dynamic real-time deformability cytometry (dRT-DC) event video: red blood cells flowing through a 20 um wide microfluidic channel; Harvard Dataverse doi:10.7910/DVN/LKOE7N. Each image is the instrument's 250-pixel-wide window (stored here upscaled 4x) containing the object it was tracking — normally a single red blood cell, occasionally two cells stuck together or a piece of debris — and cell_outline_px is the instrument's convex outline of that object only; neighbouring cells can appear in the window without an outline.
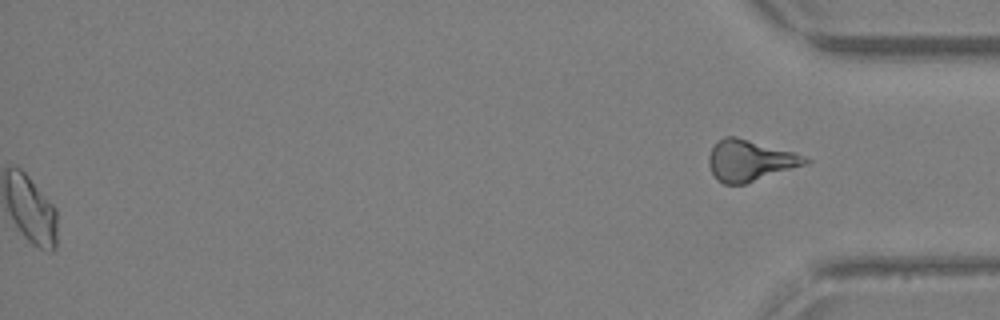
{"species": "Egyptian fruit bat (a non-hibernating species)", "species_latin": "Rousettus aegyptiacus", "temperature_condition": "warm", "stored_images_in_passage": 43, "segment_of_instrument_passage": [2, 2], "camera_frame_rate_fps": 3000, "um_per_image_px": 0.085, "animal": {"sex": "female"}, "frame": {"image": 1, "passage_image": 43, "time_ms": 14.0, "image_size_px": [1000, 320], "cell_outline_px": [[812, 160], [808, 164], [744, 184], [724, 184], [716, 180], [708, 164], [708, 156], [716, 140], [724, 136], [736, 136], [796, 152]], "centroid_in_image_um": [63.74, 13.63], "position_along_channel_um": 371.5, "area_um2": 23.41}}